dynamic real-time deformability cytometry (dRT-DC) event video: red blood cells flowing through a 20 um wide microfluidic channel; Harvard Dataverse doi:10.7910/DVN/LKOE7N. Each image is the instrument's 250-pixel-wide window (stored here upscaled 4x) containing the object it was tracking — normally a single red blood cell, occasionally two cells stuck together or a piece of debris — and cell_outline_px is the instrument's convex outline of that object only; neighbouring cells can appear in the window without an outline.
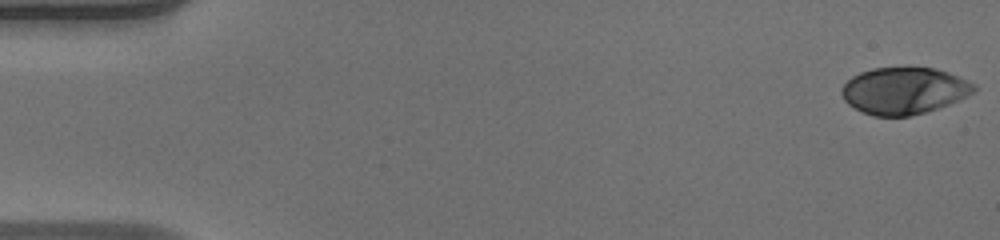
{"species": "human", "species_latin": "Homo sapiens", "temperature_condition": "warm", "stored_images_in_passage": 52, "camera_frame_rate_fps": 3000, "um_per_image_px": 0.085, "donor": {"sex": "male"}, "frame": {"image": 1, "passage_image": 1, "time_ms": 0.0, "image_size_px": [1000, 240], "cell_outline_px": [[976, 88], [972, 92], [948, 104], [924, 112], [908, 116], [872, 116], [848, 104], [844, 100], [840, 92], [840, 88], [852, 76], [860, 72], [872, 68], [932, 68], [948, 72], [976, 84]], "centroid_in_image_um": [76.79, 7.7], "position_along_channel_um": 8.2, "area_um2": 35.66}}
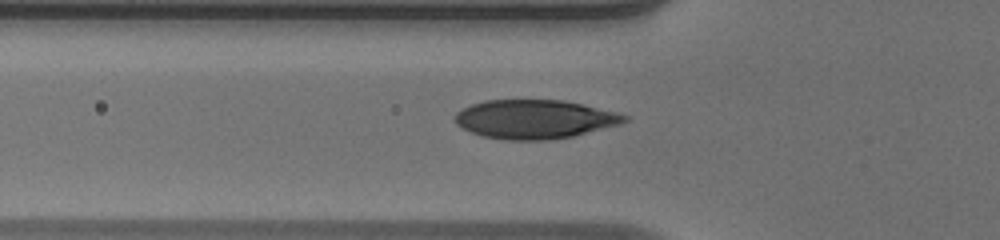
{"frame": {"image": 2, "passage_image": 18, "time_ms": 5.667, "image_size_px": [1000, 240], "cell_outline_px": [[628, 120], [620, 124], [572, 136], [548, 140], [504, 140], [480, 136], [456, 124], [456, 112], [472, 104], [484, 100], [564, 100], [616, 112], [628, 116]], "centroid_in_image_um": [45.43, 10.13], "position_along_channel_um": 80.4, "area_um2": 38.21}}
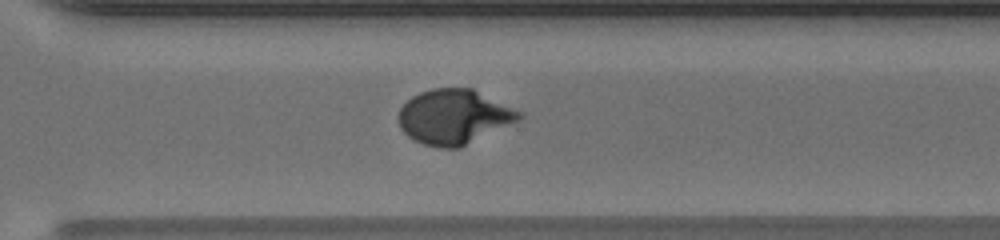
{"frame": {"image": 3, "passage_image": 37, "time_ms": 12.0, "image_size_px": [1000, 240], "cell_outline_px": [[524, 116], [520, 120], [460, 148], [436, 148], [424, 144], [408, 136], [400, 128], [400, 108], [412, 96], [420, 92], [432, 88], [472, 88], [524, 112]], "centroid_in_image_um": [38.63, 9.93], "position_along_channel_um": 332.0, "area_um2": 38.55}, "authors_computed_cell_mechanics": {"area_um2": 37.8879, "velocity_mm_per_s": 3.9761, "shape_relaxation_time_tau1_ms": 6.9799, "shape_relaxation_time_tau2_ms": null, "deformation_change_tau1": 0.2769, "deformation_change_tau2": null}}